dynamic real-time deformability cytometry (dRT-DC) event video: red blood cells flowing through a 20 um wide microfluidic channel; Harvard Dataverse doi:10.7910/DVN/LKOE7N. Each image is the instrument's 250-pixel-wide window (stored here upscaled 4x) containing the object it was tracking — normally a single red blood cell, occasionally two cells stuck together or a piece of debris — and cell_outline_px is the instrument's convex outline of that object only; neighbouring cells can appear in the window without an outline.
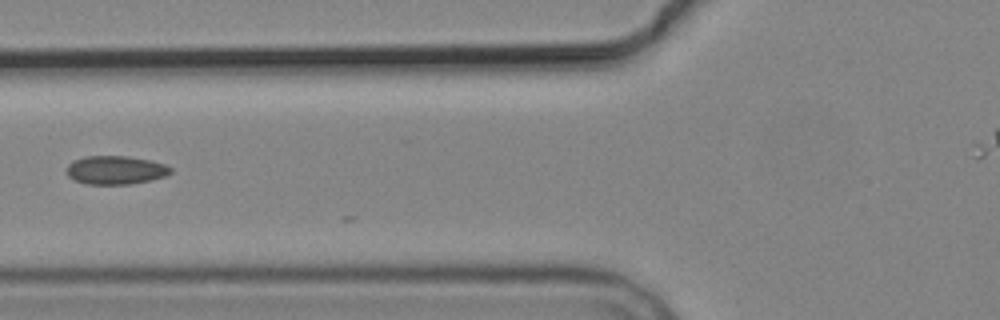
{"species": "common noctule bat (a hibernating species)", "species_latin": "Nyctalus noctula", "temperature_condition": "cold", "stored_images_in_passage": 2, "camera_frame_rate_fps": 3000, "um_per_image_px": 0.085, "animal": {"sex": "male", "body_mass_g": 19.2, "forearm_length_mm": 51.8}, "frame": {"image": 1, "passage_image": 2, "time_ms": 1.0, "image_size_px": [1000, 320], "cell_outline_px": [[172, 172], [164, 176], [152, 180], [128, 184], [88, 184], [76, 180], [68, 176], [64, 168], [72, 160], [84, 156], [128, 156], [152, 160], [164, 164], [172, 168]], "centroid_in_image_um": [9.8, 14.44], "position_along_channel_um": 116.0, "area_um2": 17.46}}